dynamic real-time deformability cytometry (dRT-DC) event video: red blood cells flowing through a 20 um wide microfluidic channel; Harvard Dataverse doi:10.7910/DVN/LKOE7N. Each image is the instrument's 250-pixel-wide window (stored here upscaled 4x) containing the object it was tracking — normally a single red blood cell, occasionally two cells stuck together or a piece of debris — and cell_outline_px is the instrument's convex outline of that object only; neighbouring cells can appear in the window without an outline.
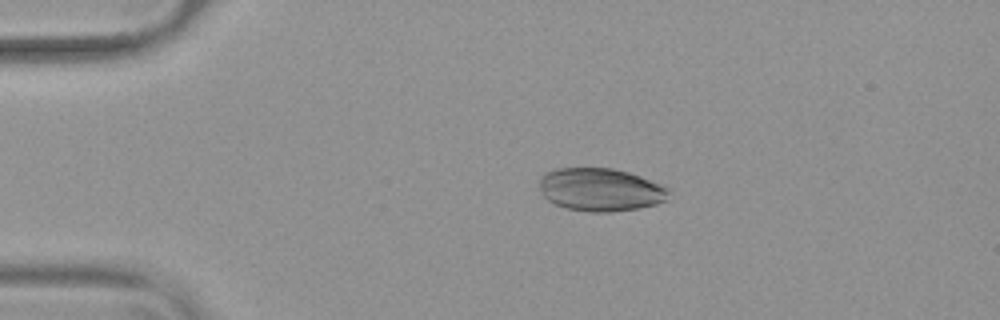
{"species": "common noctule bat (a hibernating species)", "species_latin": "Nyctalus noctula", "temperature_condition": "warm", "stored_images_in_passage": 53, "camera_frame_rate_fps": 3000, "um_per_image_px": 0.085, "animal": {"sex": "female", "body_mass_g": 19.9}, "frame": {"image": 1, "passage_image": 11, "time_ms": 3.333, "image_size_px": [1000, 320], "cell_outline_px": [[672, 188], [668, 200], [656, 204], [640, 208], [612, 212], [588, 212], [568, 208], [556, 204], [548, 200], [540, 192], [540, 180], [544, 172], [556, 168], [612, 168], [628, 172], [640, 176]], "centroid_in_image_um": [51.09, 16.12], "position_along_channel_um": 33.9, "area_um2": 32.77}}
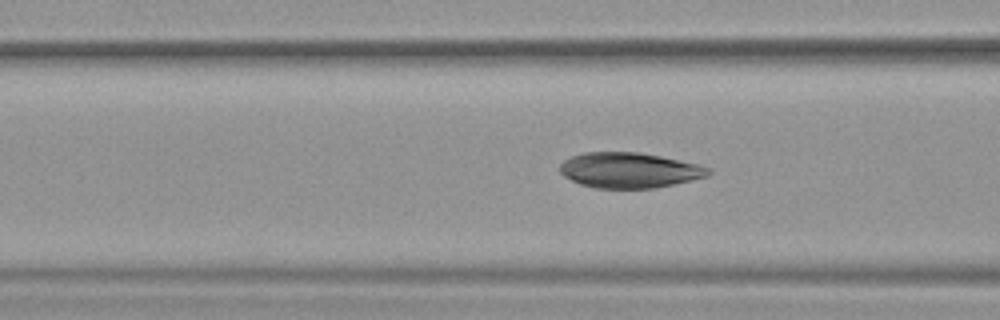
{"frame": {"image": 2, "passage_image": 21, "time_ms": 6.667, "image_size_px": [1000, 320], "cell_outline_px": [[712, 172], [708, 176], [692, 180], [656, 188], [596, 188], [580, 184], [564, 176], [560, 172], [560, 164], [564, 160], [572, 156], [584, 152], [640, 152], [660, 156], [696, 164], [712, 168]], "centroid_in_image_um": [53.5, 14.47], "position_along_channel_um": 113.1, "area_um2": 30.58}}
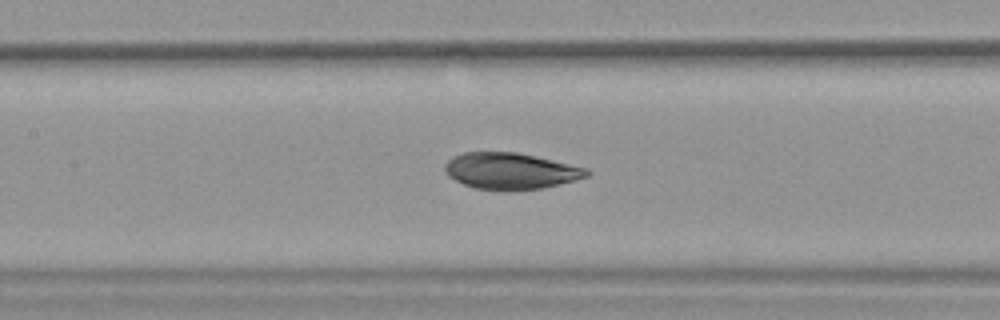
{"frame": {"image": 3, "passage_image": 25, "time_ms": 8.0, "image_size_px": [1000, 320], "cell_outline_px": [[592, 172], [588, 176], [560, 184], [544, 188], [476, 188], [464, 184], [448, 176], [444, 168], [444, 164], [452, 156], [464, 152], [516, 152], [536, 156], [588, 168]], "centroid_in_image_um": [43.41, 14.49], "position_along_channel_um": 164.0, "area_um2": 29.48}}